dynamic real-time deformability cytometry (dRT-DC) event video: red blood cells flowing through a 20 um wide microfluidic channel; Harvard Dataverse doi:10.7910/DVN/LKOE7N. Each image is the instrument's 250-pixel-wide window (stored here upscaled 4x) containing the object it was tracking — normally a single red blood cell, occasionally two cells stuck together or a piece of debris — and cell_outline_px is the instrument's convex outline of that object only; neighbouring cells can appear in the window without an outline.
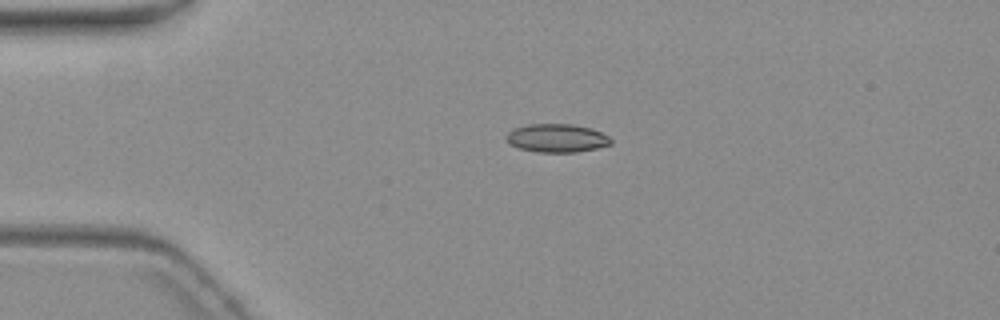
{"species": "common noctule bat (a hibernating species)", "species_latin": "Nyctalus noctula", "temperature_condition": "warm", "stored_images_in_passage": 5, "camera_frame_rate_fps": 3000, "um_per_image_px": 0.085, "animal": {"sex": "female", "body_mass_g": 19.3, "forearm_length_mm": 54.1}, "frame": {"image": 1, "passage_image": 3, "time_ms": 2.667, "image_size_px": [1000, 320], "cell_outline_px": [[612, 144], [596, 148], [576, 152], [536, 152], [520, 148], [504, 140], [504, 136], [508, 132], [516, 128], [528, 124], [572, 124], [592, 128], [608, 136], [612, 140]], "centroid_in_image_um": [47.32, 11.73], "position_along_channel_um": 37.7, "area_um2": 17.28}}
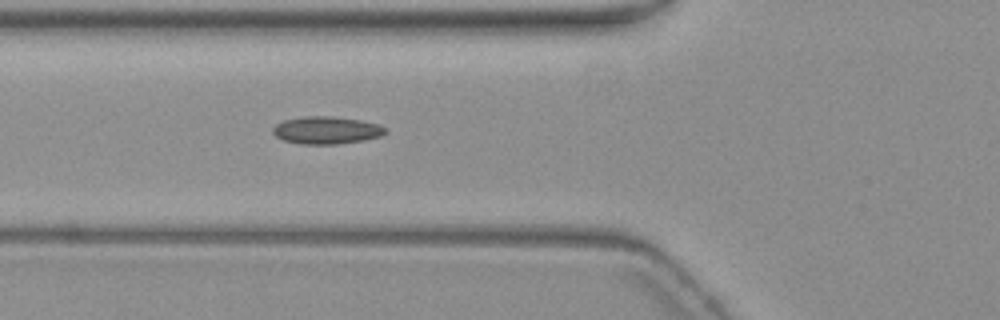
{"frame": {"image": 2, "passage_image": 5, "time_ms": 5.333, "image_size_px": [1000, 320], "cell_outline_px": [[384, 132], [380, 136], [364, 140], [336, 144], [300, 144], [284, 140], [276, 136], [272, 132], [272, 128], [276, 124], [284, 120], [304, 116], [332, 116], [360, 120], [376, 124], [384, 128]], "centroid_in_image_um": [27.69, 11.07], "position_along_channel_um": 98.1, "area_um2": 17.8}}